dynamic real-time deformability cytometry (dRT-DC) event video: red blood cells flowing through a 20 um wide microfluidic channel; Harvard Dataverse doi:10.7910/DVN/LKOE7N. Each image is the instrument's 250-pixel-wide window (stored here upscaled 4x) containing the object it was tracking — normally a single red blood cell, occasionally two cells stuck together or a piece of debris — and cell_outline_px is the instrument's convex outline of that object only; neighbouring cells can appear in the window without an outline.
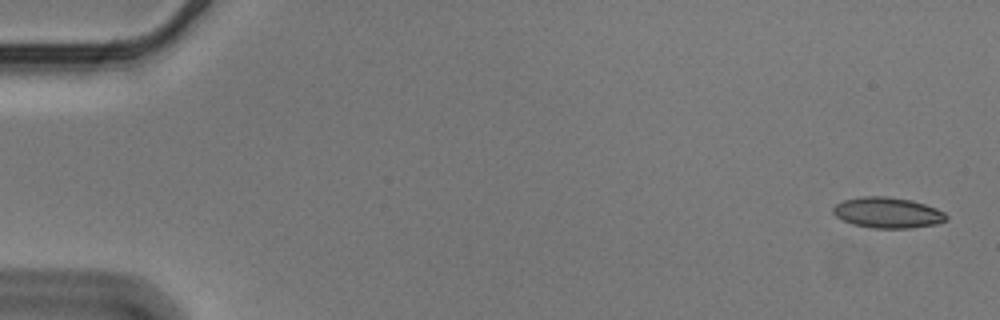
{"species": "Egyptian fruit bat (a non-hibernating species)", "species_latin": "Rousettus aegyptiacus", "temperature_condition": "cold", "stored_images_in_passage": 56, "camera_frame_rate_fps": 3000, "um_per_image_px": 0.085, "animal": {"sex": "male"}, "frame": {"image": 1, "passage_image": 2, "time_ms": 0.333, "image_size_px": [1000, 320], "cell_outline_px": [[948, 220], [936, 224], [912, 228], [872, 228], [852, 224], [836, 216], [832, 212], [832, 208], [836, 204], [844, 200], [864, 196], [884, 196], [908, 200], [924, 204], [936, 208], [944, 212], [948, 216]], "centroid_in_image_um": [75.45, 18.09], "position_along_channel_um": 9.5, "area_um2": 20.17}}
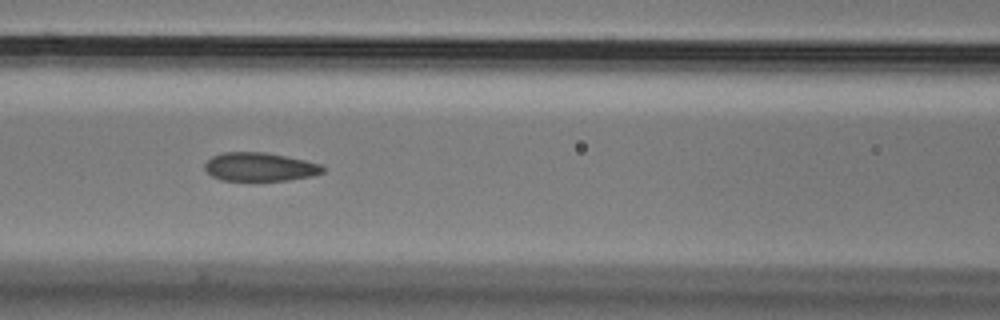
{"frame": {"image": 2, "passage_image": 25, "time_ms": 8.0, "image_size_px": [1000, 320], "cell_outline_px": [[324, 172], [312, 176], [288, 180], [220, 180], [212, 176], [204, 168], [204, 164], [212, 156], [224, 152], [264, 152], [304, 160], [320, 164], [324, 168]], "centroid_in_image_um": [22.06, 14.18], "position_along_channel_um": 144.5, "area_um2": 19.48}}
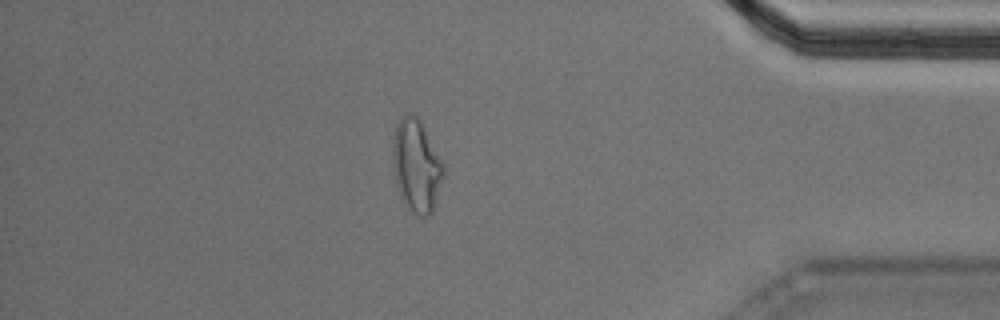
{"frame": {"image": 3, "passage_image": 49, "time_ms": 16.0, "image_size_px": [1000, 320], "cell_outline_px": [[444, 172], [432, 212], [428, 216], [416, 216], [404, 204], [400, 196], [396, 184], [392, 164], [392, 144], [396, 124], [404, 112], [412, 112], [420, 120], [444, 164]], "centroid_in_image_um": [35.36, 14.06], "position_along_channel_um": 399.8, "area_um2": 27.57}, "authors_computed_cell_mechanics": {"area_um2": 20.5479, "velocity_mm_per_s": 3.5789, "shape_relaxation_time_tau1_ms": null, "shape_relaxation_time_tau2_ms": 1.7869, "deformation_change_tau1": null, "deformation_change_tau2": 0.0673}}